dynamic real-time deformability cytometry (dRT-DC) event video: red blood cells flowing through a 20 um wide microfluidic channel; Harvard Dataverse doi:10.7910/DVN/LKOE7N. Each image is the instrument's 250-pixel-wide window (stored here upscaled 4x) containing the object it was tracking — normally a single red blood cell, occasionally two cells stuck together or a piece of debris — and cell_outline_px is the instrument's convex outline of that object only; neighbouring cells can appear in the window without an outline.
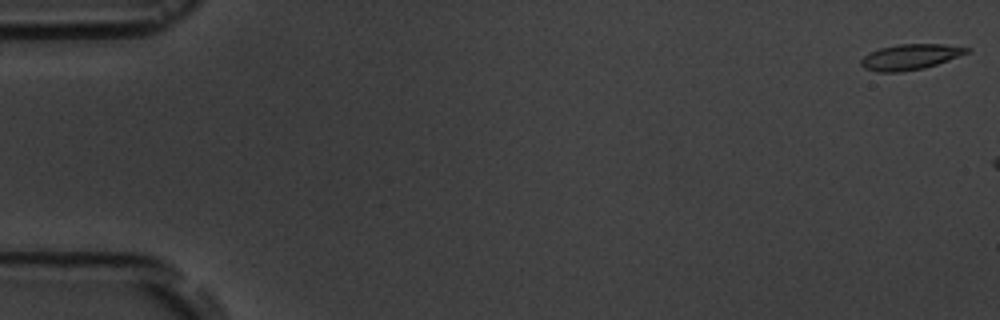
{"species": "common noctule bat (a hibernating species)", "species_latin": "Nyctalus noctula", "temperature_condition": "room temperature", "stored_images_in_passage": 3, "camera_frame_rate_fps": 3000, "um_per_image_px": 0.085, "animal": {"sex": "male", "body_mass_g": 19.5, "forearm_length_mm": 54.6}, "frame": {"image": 1, "passage_image": 1, "time_ms": 0.0, "image_size_px": [1000, 320], "cell_outline_px": [[972, 48], [968, 52], [936, 64], [924, 68], [900, 72], [880, 72], [864, 68], [860, 64], [860, 60], [868, 52], [880, 48], [900, 44], [944, 44]], "centroid_in_image_um": [77.33, 4.83], "position_along_channel_um": 7.7, "area_um2": 15.61}}